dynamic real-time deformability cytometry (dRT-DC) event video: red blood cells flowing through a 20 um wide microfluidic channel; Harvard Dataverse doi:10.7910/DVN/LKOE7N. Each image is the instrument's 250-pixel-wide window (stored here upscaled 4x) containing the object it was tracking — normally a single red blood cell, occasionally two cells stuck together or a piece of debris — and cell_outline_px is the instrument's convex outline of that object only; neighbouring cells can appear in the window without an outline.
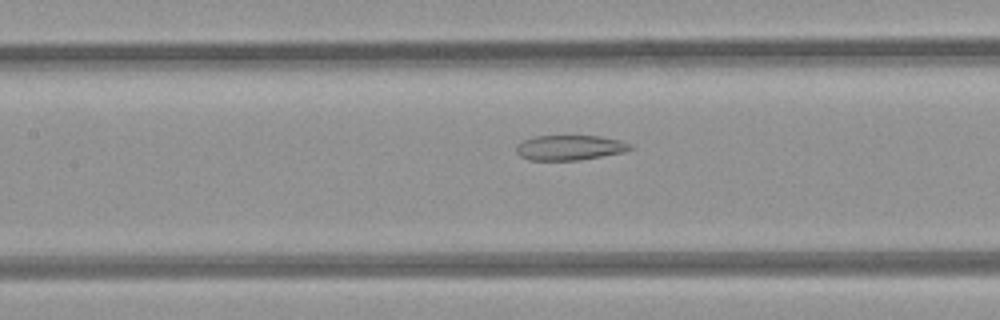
{"species": "common noctule bat (a hibernating species)", "species_latin": "Nyctalus noctula", "temperature_condition": "room temperature", "stored_images_in_passage": 26, "camera_frame_rate_fps": 3000, "um_per_image_px": 0.085, "animal": {"sex": "female", "body_mass_g": 21.9}, "frame": {"image": 1, "passage_image": 8, "time_ms": 2.333, "image_size_px": [1000, 320], "cell_outline_px": [[632, 148], [624, 152], [580, 160], [528, 160], [520, 156], [516, 152], [516, 144], [524, 140], [536, 136], [600, 136], [620, 140], [632, 144]], "centroid_in_image_um": [48.42, 12.55], "position_along_channel_um": 159.0, "area_um2": 16.65}}
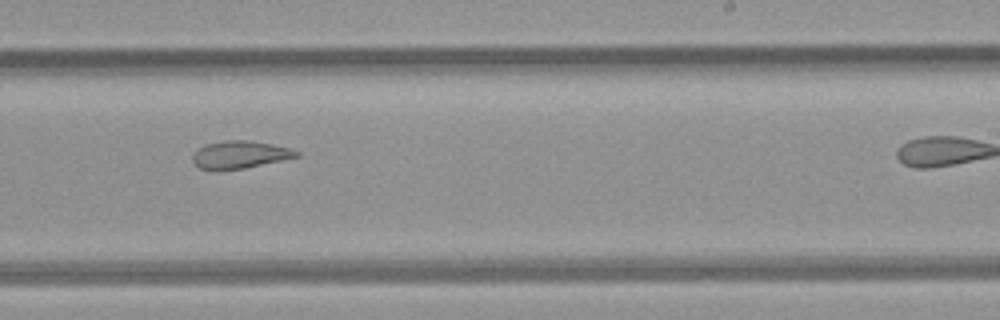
{"frame": {"image": 2, "passage_image": 16, "time_ms": 5.0, "image_size_px": [1000, 320], "cell_outline_px": [[300, 156], [284, 160], [244, 168], [200, 168], [192, 160], [192, 156], [204, 144], [224, 140], [248, 140], [272, 144], [288, 148], [300, 152]], "centroid_in_image_um": [20.44, 13.11], "position_along_channel_um": 268.6, "area_um2": 16.24}}
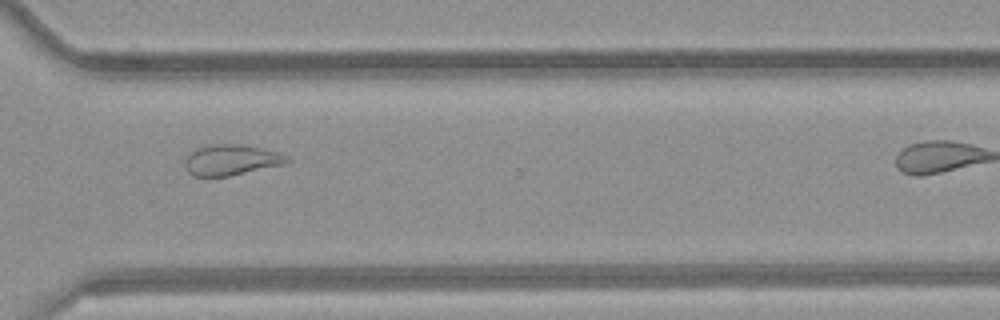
{"frame": {"image": 3, "passage_image": 22, "time_ms": 7.0, "image_size_px": [1000, 320], "cell_outline_px": [[292, 160], [288, 164], [228, 176], [192, 176], [188, 172], [184, 164], [184, 160], [196, 148], [212, 144], [240, 144], [264, 148], [288, 156]], "centroid_in_image_um": [19.7, 13.6], "position_along_channel_um": 350.9, "area_um2": 18.44}}